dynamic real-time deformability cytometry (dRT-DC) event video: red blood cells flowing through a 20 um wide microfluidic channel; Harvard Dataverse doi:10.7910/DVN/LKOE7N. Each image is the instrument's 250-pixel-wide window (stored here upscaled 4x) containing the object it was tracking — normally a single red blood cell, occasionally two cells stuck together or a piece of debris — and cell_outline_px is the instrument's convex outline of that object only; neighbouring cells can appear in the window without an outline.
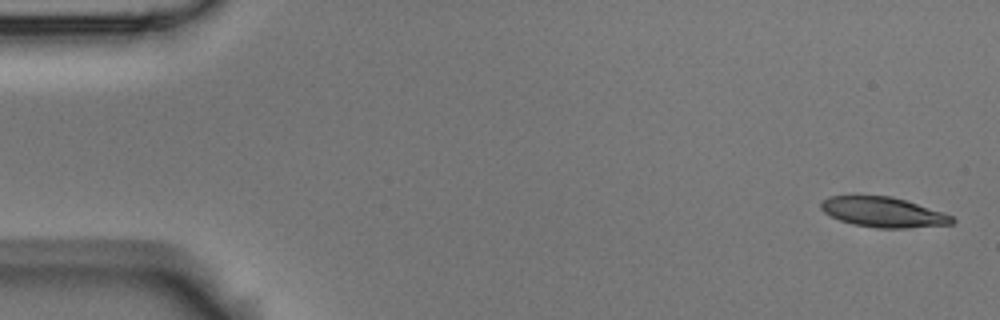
{"species": "Egyptian fruit bat (a non-hibernating species)", "species_latin": "Rousettus aegyptiacus", "temperature_condition": "room temperature", "stored_images_in_passage": 5, "camera_frame_rate_fps": 3000, "um_per_image_px": 0.085, "animal": {"sex": "male"}, "frame": {"image": 1, "passage_image": 1, "time_ms": 0.0, "image_size_px": [1000, 320], "cell_outline_px": [[956, 220], [952, 224], [908, 228], [876, 228], [852, 224], [840, 220], [824, 212], [820, 208], [820, 204], [828, 196], [892, 196], [944, 212], [952, 216]], "centroid_in_image_um": [75.1, 18.04], "position_along_channel_um": 9.9, "area_um2": 22.95}}
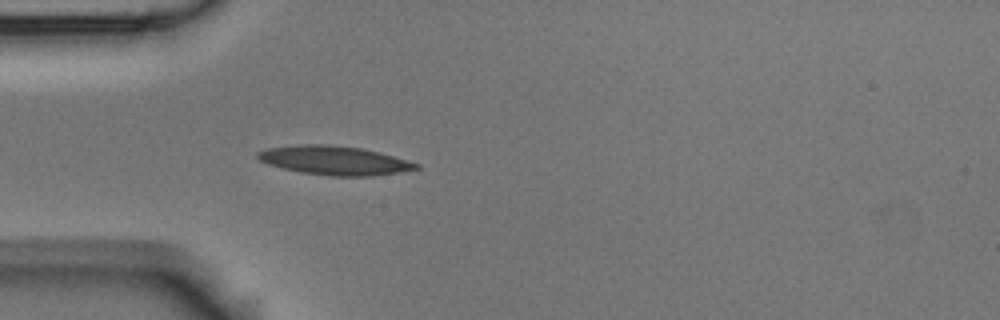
{"frame": {"image": 2, "passage_image": 5, "time_ms": 1.333, "image_size_px": [1000, 320], "cell_outline_px": [[420, 168], [400, 172], [372, 176], [332, 176], [300, 172], [268, 164], [260, 160], [256, 156], [256, 152], [268, 148], [300, 144], [328, 144], [360, 148], [380, 152], [420, 164]], "centroid_in_image_um": [28.43, 13.63], "position_along_channel_um": 56.6, "area_um2": 26.65}}